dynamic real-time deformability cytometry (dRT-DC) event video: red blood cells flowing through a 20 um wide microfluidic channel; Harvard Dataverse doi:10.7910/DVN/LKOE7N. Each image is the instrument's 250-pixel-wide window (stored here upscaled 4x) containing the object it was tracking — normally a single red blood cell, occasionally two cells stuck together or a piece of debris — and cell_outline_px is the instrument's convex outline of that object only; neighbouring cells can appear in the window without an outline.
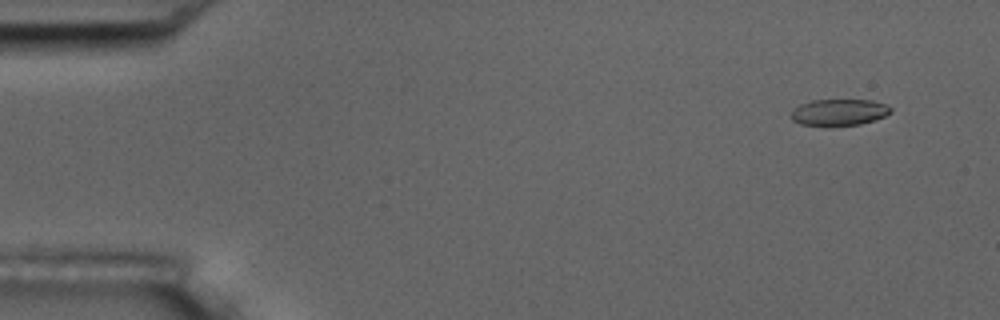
{"species": "common noctule bat (a hibernating species)", "species_latin": "Nyctalus noctula", "temperature_condition": "room temperature", "stored_images_in_passage": 7, "camera_frame_rate_fps": 3000, "um_per_image_px": 0.085, "animal": {"sex": "male", "body_mass_g": 17.5, "forearm_length_mm": 52.3}, "frame": {"image": 1, "passage_image": 1, "time_ms": 0.0, "image_size_px": [1000, 320], "cell_outline_px": [[892, 112], [876, 120], [860, 124], [800, 124], [792, 120], [792, 108], [800, 104], [812, 100], [872, 100], [888, 104], [892, 108]], "centroid_in_image_um": [71.37, 9.51], "position_along_channel_um": 13.6, "area_um2": 15.14}}
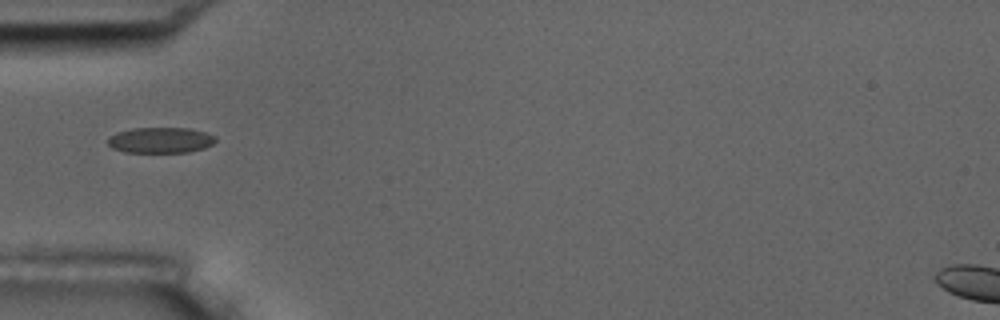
{"frame": {"image": 2, "passage_image": 5, "time_ms": 4.667, "image_size_px": [1000, 320], "cell_outline_px": [[216, 140], [212, 144], [204, 148], [188, 152], [124, 152], [112, 148], [108, 144], [108, 136], [116, 132], [132, 128], [188, 128], [204, 132], [216, 136]], "centroid_in_image_um": [13.61, 11.91], "position_along_channel_um": 71.4, "area_um2": 16.18}}